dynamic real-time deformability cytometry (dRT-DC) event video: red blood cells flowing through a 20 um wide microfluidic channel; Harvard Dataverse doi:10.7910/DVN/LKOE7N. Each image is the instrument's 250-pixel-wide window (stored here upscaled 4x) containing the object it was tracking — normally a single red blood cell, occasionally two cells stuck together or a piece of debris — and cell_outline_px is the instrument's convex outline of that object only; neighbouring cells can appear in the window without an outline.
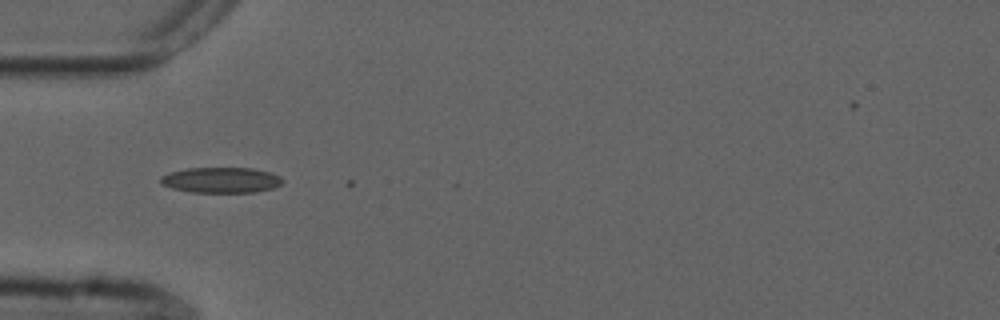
{"species": "common noctule bat (a hibernating species)", "species_latin": "Nyctalus noctula", "temperature_condition": "cold", "stored_images_in_passage": 3, "camera_frame_rate_fps": 3000, "um_per_image_px": 0.085, "animal": {"sex": "male", "forearm_length_mm": 52.5}, "frame": {"image": 1, "passage_image": 1, "time_ms": 0.0, "image_size_px": [1000, 320], "cell_outline_px": [[284, 180], [280, 184], [272, 188], [256, 192], [192, 192], [172, 188], [160, 184], [160, 176], [168, 172], [188, 168], [252, 168], [272, 172], [280, 176]], "centroid_in_image_um": [18.78, 15.3], "position_along_channel_um": 66.2, "area_um2": 18.26}}